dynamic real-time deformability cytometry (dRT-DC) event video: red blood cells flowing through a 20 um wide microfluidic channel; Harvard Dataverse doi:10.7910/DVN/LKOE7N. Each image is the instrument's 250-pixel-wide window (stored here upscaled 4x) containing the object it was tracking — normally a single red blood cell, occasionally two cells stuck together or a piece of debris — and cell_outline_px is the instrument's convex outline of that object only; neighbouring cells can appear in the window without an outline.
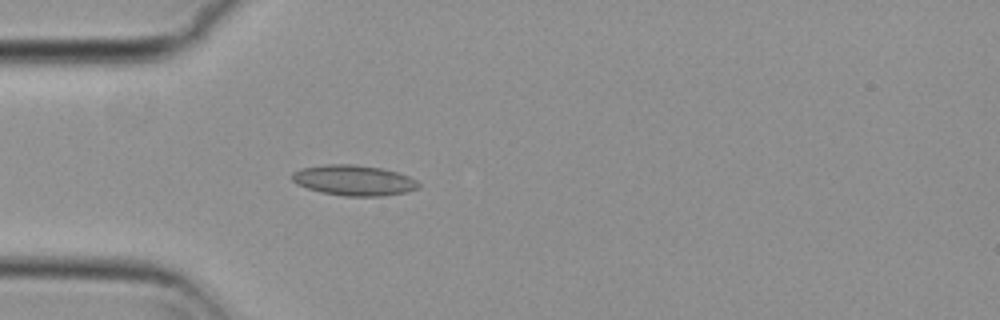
{"species": "common noctule bat (a hibernating species)", "species_latin": "Nyctalus noctula", "temperature_condition": "cold", "stored_images_in_passage": 49, "camera_frame_rate_fps": 3000, "um_per_image_px": 0.085, "animal": {"sex": "female", "body_mass_g": 29.2, "forearm_length_mm": 56.3}, "frame": {"image": 1, "passage_image": 10, "time_ms": 3.0, "image_size_px": [1000, 320], "cell_outline_px": [[420, 188], [404, 192], [380, 196], [344, 196], [320, 192], [296, 184], [292, 180], [292, 172], [300, 168], [324, 164], [352, 164], [380, 168], [396, 172], [408, 176], [416, 180], [420, 184]], "centroid_in_image_um": [30.04, 15.32], "position_along_channel_um": 55.0, "area_um2": 22.43}}
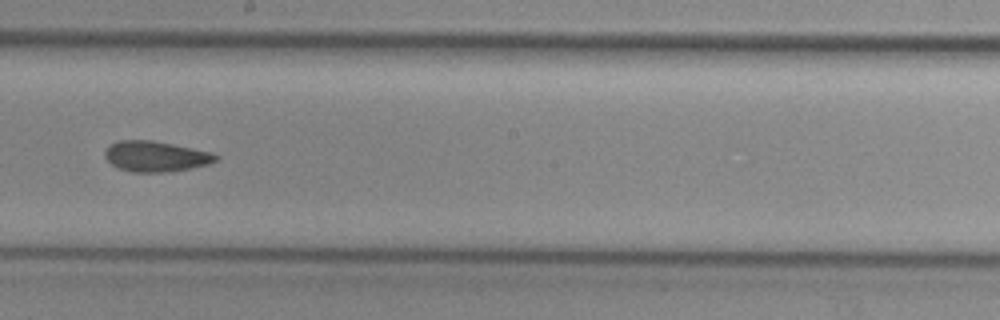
{"frame": {"image": 2, "passage_image": 25, "time_ms": 8.0, "image_size_px": [1000, 320], "cell_outline_px": [[220, 156], [216, 160], [208, 164], [192, 168], [168, 172], [132, 172], [120, 168], [112, 164], [104, 156], [104, 152], [112, 144], [120, 140], [152, 140], [212, 152]], "centroid_in_image_um": [13.26, 13.29], "position_along_channel_um": 234.9, "area_um2": 19.59}}
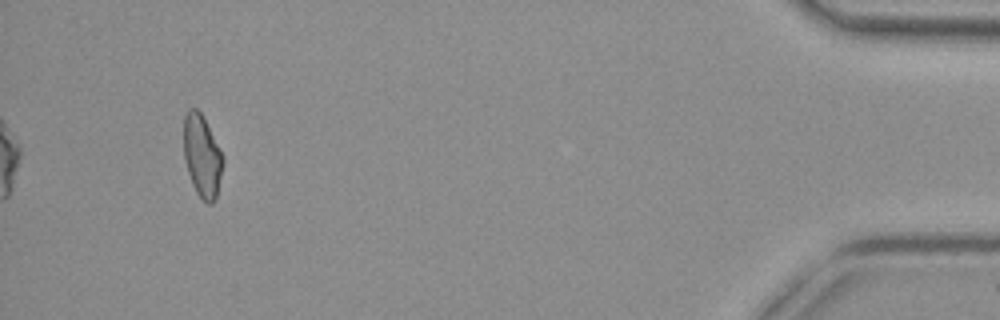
{"frame": {"image": 3, "passage_image": 46, "time_ms": 15.0, "image_size_px": [1000, 320], "cell_outline_px": [[224, 160], [216, 196], [212, 204], [208, 204], [196, 192], [192, 184], [184, 160], [184, 116], [188, 108], [196, 108], [200, 112], [224, 156]], "centroid_in_image_um": [17.17, 13.25], "position_along_channel_um": 418.0, "area_um2": 18.61}, "authors_computed_cell_mechanics": {"area_um2": 19.5942, "velocity_mm_per_s": 3.7223, "shape_relaxation_time_tau1_ms": null, "shape_relaxation_time_tau2_ms": 8.6573, "deformation_change_tau1": null, "deformation_change_tau2": 0.152}}